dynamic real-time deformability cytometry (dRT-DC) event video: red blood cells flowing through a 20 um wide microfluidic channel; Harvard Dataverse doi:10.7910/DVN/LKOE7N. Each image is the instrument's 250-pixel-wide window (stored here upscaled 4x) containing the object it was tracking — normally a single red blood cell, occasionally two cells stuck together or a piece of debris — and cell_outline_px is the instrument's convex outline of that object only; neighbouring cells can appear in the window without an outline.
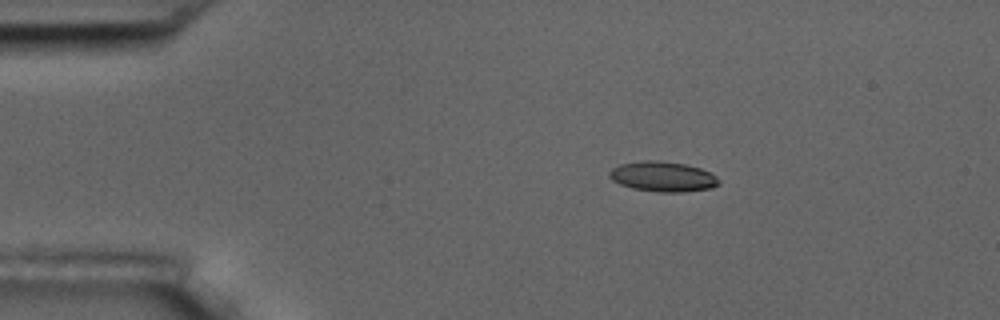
{"species": "common noctule bat (a hibernating species)", "species_latin": "Nyctalus noctula", "temperature_condition": "room temperature", "stored_images_in_passage": 3, "camera_frame_rate_fps": 3000, "um_per_image_px": 0.085, "animal": {"sex": "male", "body_mass_g": 17.5, "forearm_length_mm": 52.3}, "frame": {"image": 1, "passage_image": 1, "time_ms": 0.0, "image_size_px": [1000, 320], "cell_outline_px": [[720, 184], [712, 188], [680, 192], [660, 192], [632, 188], [620, 184], [612, 180], [608, 176], [608, 172], [612, 168], [620, 164], [644, 160], [656, 160], [684, 164], [700, 168], [712, 172], [720, 180]], "centroid_in_image_um": [56.35, 15.01], "position_along_channel_um": 28.7, "area_um2": 19.31}}